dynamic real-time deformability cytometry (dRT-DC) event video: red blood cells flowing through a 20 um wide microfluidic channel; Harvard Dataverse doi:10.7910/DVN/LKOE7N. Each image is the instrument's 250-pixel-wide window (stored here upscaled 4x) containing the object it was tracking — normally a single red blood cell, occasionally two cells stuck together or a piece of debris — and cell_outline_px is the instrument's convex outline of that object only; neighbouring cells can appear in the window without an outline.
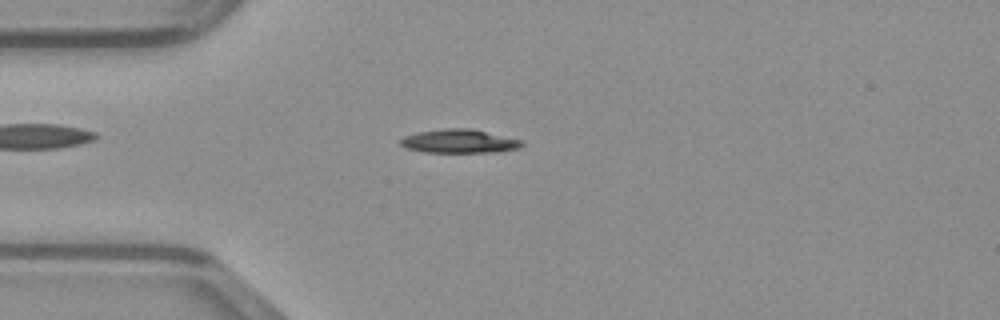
{"species": "common noctule bat (a hibernating species)", "species_latin": "Nyctalus noctula", "temperature_condition": "warm", "stored_images_in_passage": 48, "camera_frame_rate_fps": 3000, "um_per_image_px": 0.085, "animal": {"sex": "male", "body_mass_g": 23.1, "forearm_length_mm": 52.7}, "frame": {"image": 1, "passage_image": 12, "time_ms": 3.667, "image_size_px": [1000, 320], "cell_outline_px": [[524, 144], [520, 148], [500, 152], [424, 152], [404, 148], [400, 144], [400, 140], [404, 136], [420, 132], [444, 128], [472, 128], [524, 140]], "centroid_in_image_um": [39.09, 12.0], "position_along_channel_um": 45.9, "area_um2": 16.99}}
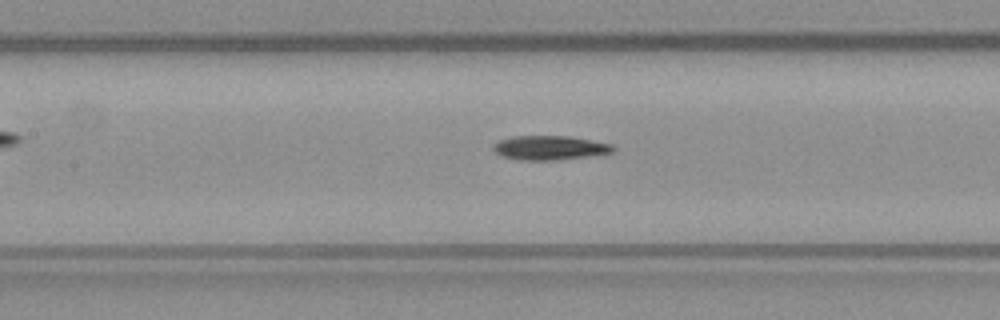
{"frame": {"image": 2, "passage_image": 21, "time_ms": 6.667, "image_size_px": [1000, 320], "cell_outline_px": [[616, 152], [604, 156], [560, 160], [520, 160], [500, 156], [492, 148], [500, 140], [516, 136], [568, 136], [592, 140], [612, 144], [616, 148]], "centroid_in_image_um": [46.88, 12.59], "position_along_channel_um": 160.5, "area_um2": 17.4}}
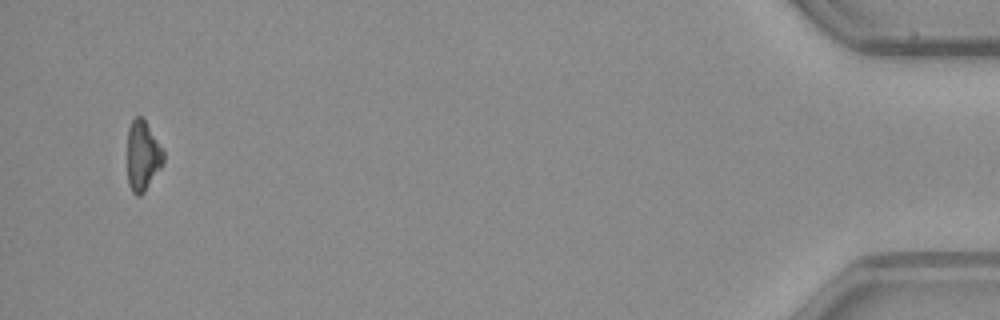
{"frame": {"image": 3, "passage_image": 46, "time_ms": 15.0, "image_size_px": [1000, 320], "cell_outline_px": [[164, 160], [160, 168], [144, 192], [140, 196], [136, 196], [132, 192], [128, 184], [128, 128], [132, 120], [136, 116], [144, 116], [164, 148]], "centroid_in_image_um": [12.15, 13.19], "position_along_channel_um": 423.1, "area_um2": 15.09}}